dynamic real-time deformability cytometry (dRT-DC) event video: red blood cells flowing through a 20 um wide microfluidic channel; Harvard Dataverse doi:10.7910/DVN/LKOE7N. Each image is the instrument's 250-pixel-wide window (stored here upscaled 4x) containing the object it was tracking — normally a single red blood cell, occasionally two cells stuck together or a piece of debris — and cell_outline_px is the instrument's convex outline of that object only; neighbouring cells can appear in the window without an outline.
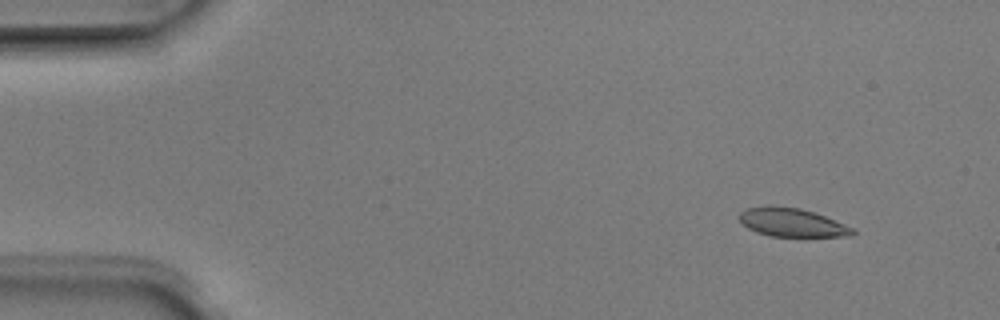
{"species": "Egyptian fruit bat (a non-hibernating species)", "species_latin": "Rousettus aegyptiacus", "temperature_condition": "room temperature", "stored_images_in_passage": 4, "camera_frame_rate_fps": 3000, "um_per_image_px": 0.085, "animal": {"sex": "male"}, "frame": {"image": 1, "passage_image": 1, "time_ms": 0.0, "image_size_px": [1000, 320], "cell_outline_px": [[856, 232], [852, 236], [768, 236], [756, 232], [748, 228], [740, 220], [740, 212], [748, 208], [800, 208], [824, 216], [856, 228]], "centroid_in_image_um": [67.4, 18.96], "position_along_channel_um": 17.6, "area_um2": 18.15}}
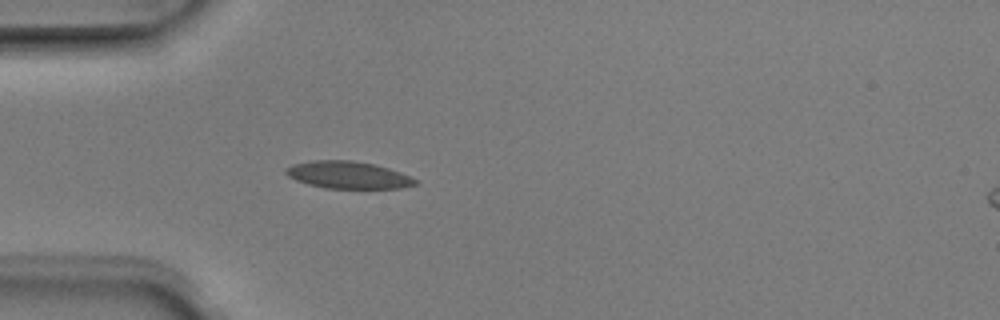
{"frame": {"image": 2, "passage_image": 4, "time_ms": 1.0, "image_size_px": [1000, 320], "cell_outline_px": [[420, 180], [416, 184], [400, 188], [324, 188], [308, 184], [296, 180], [288, 176], [284, 172], [284, 168], [292, 164], [312, 160], [352, 160], [376, 164], [400, 172]], "centroid_in_image_um": [29.57, 14.86], "position_along_channel_um": 55.4, "area_um2": 20.69}}